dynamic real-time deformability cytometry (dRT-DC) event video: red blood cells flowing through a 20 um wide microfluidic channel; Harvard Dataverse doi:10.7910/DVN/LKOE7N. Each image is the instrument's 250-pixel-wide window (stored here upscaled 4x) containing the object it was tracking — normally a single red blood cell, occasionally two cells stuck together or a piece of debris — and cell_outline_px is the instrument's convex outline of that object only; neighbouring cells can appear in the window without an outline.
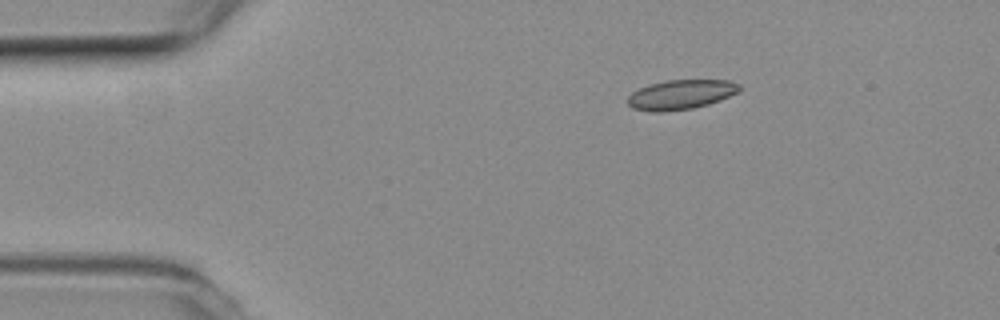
{"species": "common noctule bat (a hibernating species)", "species_latin": "Nyctalus noctula", "temperature_condition": "room temperature", "stored_images_in_passage": 47, "camera_frame_rate_fps": 3000, "um_per_image_px": 0.085, "animal": {"sex": "female", "body_mass_g": 19.3, "forearm_length_mm": 54.1}, "frame": {"image": 1, "passage_image": 1, "time_ms": 0.0, "image_size_px": [1000, 320], "cell_outline_px": [[740, 88], [736, 92], [720, 100], [708, 104], [692, 108], [664, 112], [652, 112], [632, 108], [628, 104], [628, 96], [632, 92], [648, 84], [668, 80], [728, 80], [740, 84]], "centroid_in_image_um": [57.84, 8.04], "position_along_channel_um": 27.2, "area_um2": 19.19}}
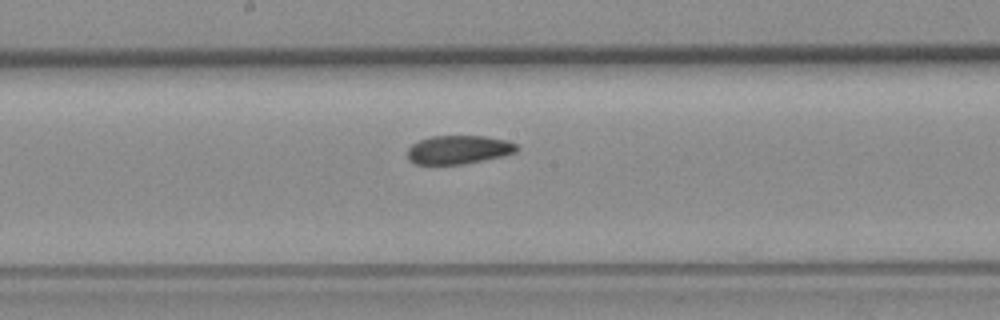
{"frame": {"image": 2, "passage_image": 20, "time_ms": 6.333, "image_size_px": [1000, 320], "cell_outline_px": [[516, 152], [504, 156], [464, 164], [416, 164], [408, 160], [408, 148], [412, 144], [420, 140], [432, 136], [484, 136], [508, 140], [516, 144]], "centroid_in_image_um": [38.98, 12.72], "position_along_channel_um": 209.2, "area_um2": 18.21}}
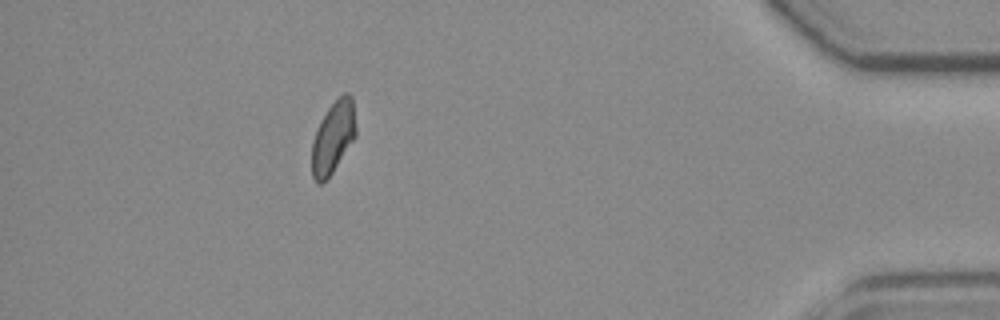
{"frame": {"image": 3, "passage_image": 40, "time_ms": 13.0, "image_size_px": [1000, 320], "cell_outline_px": [[356, 136], [332, 172], [320, 184], [316, 184], [312, 176], [312, 140], [316, 128], [320, 120], [328, 108], [344, 92], [348, 92], [352, 96], [356, 128]], "centroid_in_image_um": [28.3, 11.65], "position_along_channel_um": 406.9, "area_um2": 18.44}, "authors_computed_cell_mechanics": {"area_um2": 18.9006, "velocity_mm_per_s": 3.8206, "shape_relaxation_time_tau1_ms": null, "shape_relaxation_time_tau2_ms": 4.5827, "deformation_change_tau1": null, "deformation_change_tau2": 0.0755}}